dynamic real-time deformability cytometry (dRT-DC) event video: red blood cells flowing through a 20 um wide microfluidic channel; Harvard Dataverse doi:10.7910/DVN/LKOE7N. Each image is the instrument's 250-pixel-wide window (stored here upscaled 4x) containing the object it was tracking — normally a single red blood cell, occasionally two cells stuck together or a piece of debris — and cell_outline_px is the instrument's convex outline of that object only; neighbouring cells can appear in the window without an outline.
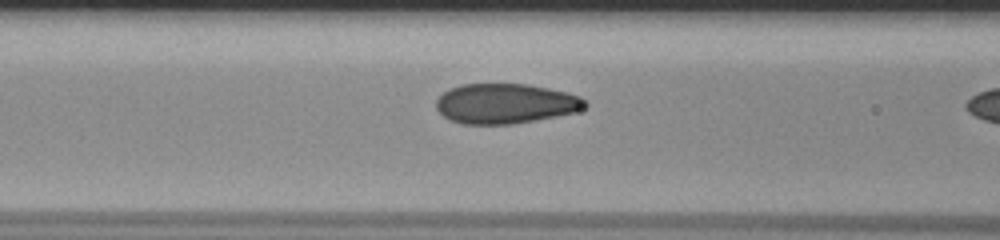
{"species": "human", "species_latin": "Homo sapiens", "temperature_condition": "room temperature", "stored_images_in_passage": 22, "camera_frame_rate_fps": 3000, "um_per_image_px": 0.085, "donor": {"sex": "male"}, "frame": {"image": 1, "passage_image": 21, "time_ms": 6.667, "image_size_px": [1000, 240], "cell_outline_px": [[588, 104], [584, 108], [576, 112], [556, 116], [512, 124], [464, 124], [452, 120], [444, 116], [436, 108], [436, 100], [448, 88], [460, 84], [528, 84], [568, 92], [580, 96], [588, 100]], "centroid_in_image_um": [42.99, 8.79], "position_along_channel_um": 123.6, "area_um2": 34.8}}